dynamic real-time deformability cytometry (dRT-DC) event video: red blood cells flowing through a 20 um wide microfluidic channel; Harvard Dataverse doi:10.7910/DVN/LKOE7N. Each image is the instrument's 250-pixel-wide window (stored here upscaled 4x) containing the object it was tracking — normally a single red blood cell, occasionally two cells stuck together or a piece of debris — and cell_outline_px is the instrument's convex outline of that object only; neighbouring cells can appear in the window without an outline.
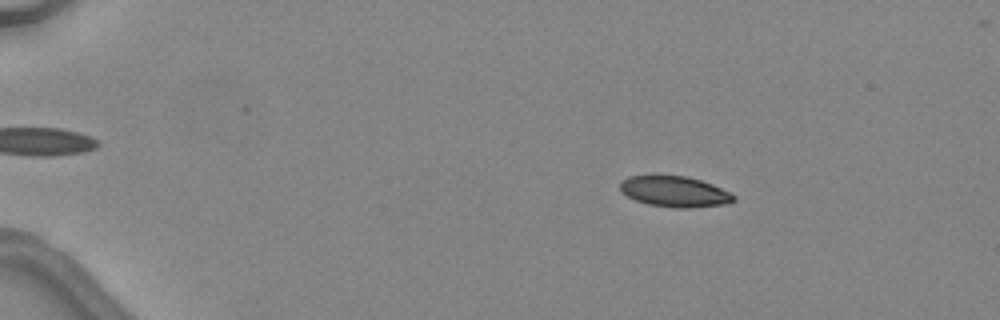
{"species": "common noctule bat (a hibernating species)", "species_latin": "Nyctalus noctula", "temperature_condition": "warm", "stored_images_in_passage": 4, "camera_frame_rate_fps": 3000, "um_per_image_px": 0.085, "animal": {"sex": "female", "body_mass_g": 24.6, "forearm_length_mm": 56.2}, "frame": {"image": 1, "passage_image": 2, "time_ms": 1.0, "image_size_px": [1000, 320], "cell_outline_px": [[736, 200], [724, 204], [692, 208], [672, 208], [648, 204], [636, 200], [620, 192], [620, 180], [628, 176], [684, 176], [700, 180], [712, 184], [736, 196]], "centroid_in_image_um": [57.32, 16.29], "position_along_channel_um": 27.7, "area_um2": 20.29}}
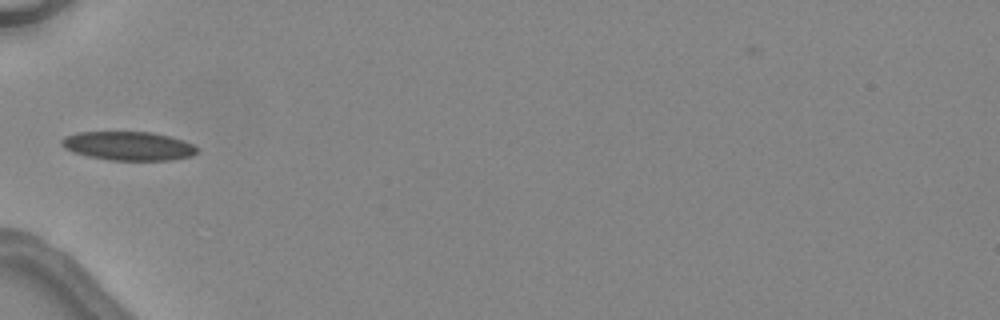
{"frame": {"image": 2, "passage_image": 4, "time_ms": 4.333, "image_size_px": [1000, 320], "cell_outline_px": [[196, 152], [192, 156], [172, 160], [112, 160], [88, 156], [72, 152], [64, 148], [60, 144], [60, 140], [64, 136], [76, 132], [152, 132], [184, 140], [192, 144], [196, 148]], "centroid_in_image_um": [10.87, 12.4], "position_along_channel_um": 74.1, "area_um2": 22.77}}